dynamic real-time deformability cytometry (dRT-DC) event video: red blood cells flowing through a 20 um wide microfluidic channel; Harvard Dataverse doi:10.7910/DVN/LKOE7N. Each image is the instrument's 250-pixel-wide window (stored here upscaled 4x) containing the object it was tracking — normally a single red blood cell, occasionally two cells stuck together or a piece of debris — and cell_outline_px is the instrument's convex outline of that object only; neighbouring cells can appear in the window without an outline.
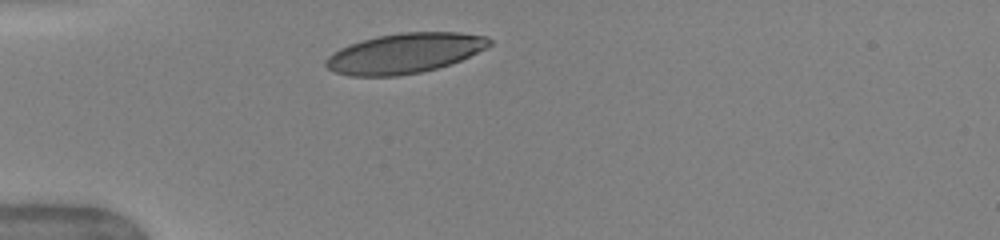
{"species": "human", "species_latin": "Homo sapiens", "temperature_condition": "warm", "stored_images_in_passage": 30, "camera_frame_rate_fps": 3000, "um_per_image_px": 0.085, "donor": {"sex": "female"}, "frame": {"image": 1, "passage_image": 1, "time_ms": 0.0, "image_size_px": [1000, 240], "cell_outline_px": [[492, 44], [488, 48], [460, 60], [436, 68], [420, 72], [396, 76], [348, 76], [336, 72], [328, 68], [324, 64], [324, 60], [332, 52], [340, 48], [376, 36], [400, 32], [460, 32], [488, 36], [492, 40]], "centroid_in_image_um": [34.41, 4.52], "position_along_channel_um": 50.6, "area_um2": 38.21}}
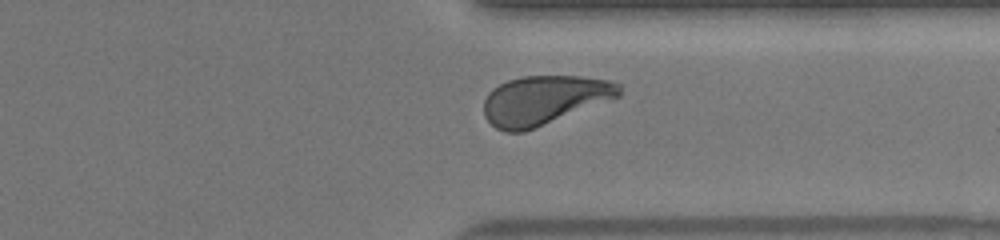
{"frame": {"image": 2, "passage_image": 26, "time_ms": 8.333, "image_size_px": [1000, 240], "cell_outline_px": [[620, 96], [524, 132], [504, 132], [496, 128], [484, 116], [484, 100], [488, 92], [492, 88], [508, 80], [524, 76], [580, 76], [608, 80], [620, 84]], "centroid_in_image_um": [46.22, 8.51], "position_along_channel_um": 365.2, "area_um2": 38.49}, "authors_computed_cell_mechanics": {"area_um2": 39.0728, "velocity_mm_per_s": 3.9977, "shape_relaxation_time_tau1_ms": 2.9275, "shape_relaxation_time_tau2_ms": null, "deformation_change_tau1": 0.1554, "deformation_change_tau2": null}}